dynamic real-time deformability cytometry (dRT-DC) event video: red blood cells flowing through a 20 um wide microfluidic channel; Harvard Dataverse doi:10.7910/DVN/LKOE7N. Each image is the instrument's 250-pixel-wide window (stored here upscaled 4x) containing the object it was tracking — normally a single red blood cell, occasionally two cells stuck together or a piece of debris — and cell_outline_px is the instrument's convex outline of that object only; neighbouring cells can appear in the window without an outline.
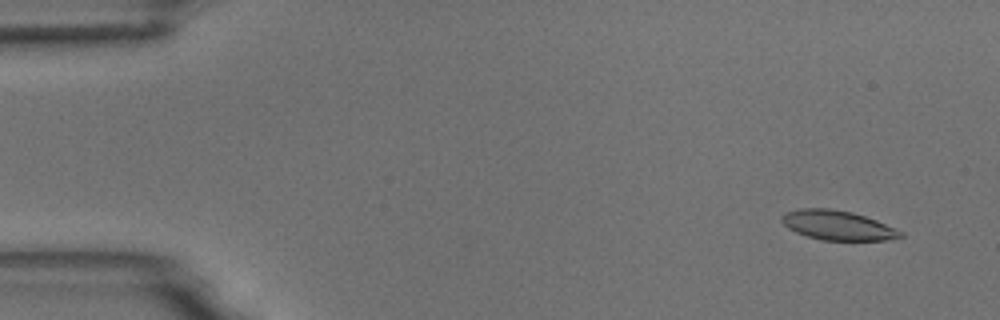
{"species": "common noctule bat (a hibernating species)", "species_latin": "Nyctalus noctula", "temperature_condition": "room temperature", "stored_images_in_passage": 6, "camera_frame_rate_fps": 3000, "um_per_image_px": 0.085, "animal": {"sex": "male", "body_mass_g": 18.8}, "frame": {"image": 1, "passage_image": 2, "time_ms": 1.0, "image_size_px": [1000, 320], "cell_outline_px": [[904, 236], [888, 240], [820, 240], [796, 232], [788, 228], [780, 220], [780, 216], [784, 212], [800, 208], [828, 208], [852, 212], [876, 220], [904, 232]], "centroid_in_image_um": [71.17, 19.14], "position_along_channel_um": 13.8, "area_um2": 20.46}}
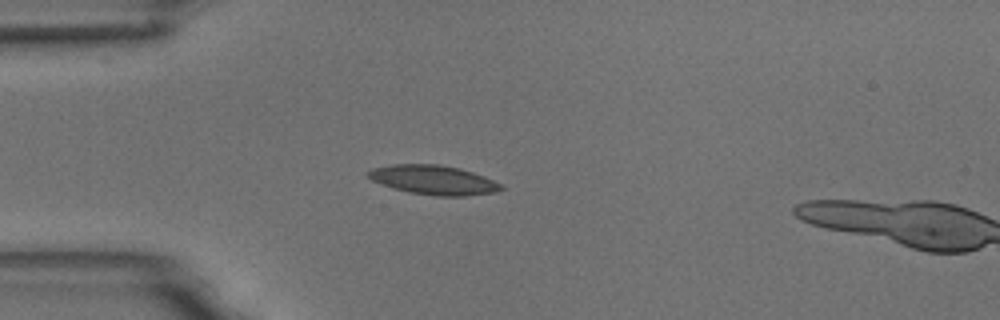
{"frame": {"image": 2, "passage_image": 5, "time_ms": 4.667, "image_size_px": [1000, 320], "cell_outline_px": [[504, 188], [496, 192], [464, 196], [436, 196], [408, 192], [392, 188], [380, 184], [372, 180], [364, 172], [372, 168], [392, 164], [440, 164], [460, 168], [484, 176], [504, 184]], "centroid_in_image_um": [36.84, 15.29], "position_along_channel_um": 48.2, "area_um2": 23.0}}